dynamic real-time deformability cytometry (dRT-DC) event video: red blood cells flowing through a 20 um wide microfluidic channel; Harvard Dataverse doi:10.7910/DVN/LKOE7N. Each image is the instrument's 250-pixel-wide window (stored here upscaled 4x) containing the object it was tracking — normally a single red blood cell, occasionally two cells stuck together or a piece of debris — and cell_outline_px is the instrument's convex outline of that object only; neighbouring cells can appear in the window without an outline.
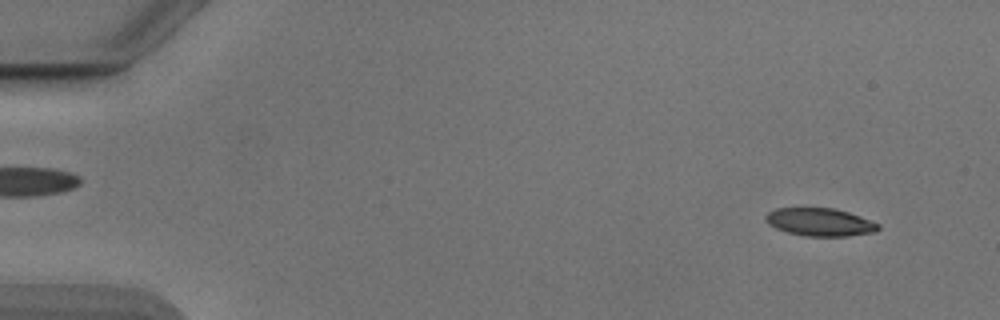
{"species": "Egyptian fruit bat (a non-hibernating species)", "species_latin": "Rousettus aegyptiacus", "temperature_condition": "cold", "stored_images_in_passage": 53, "camera_frame_rate_fps": 3000, "um_per_image_px": 0.085, "animal": {"sex": "male"}, "frame": {"image": 1, "passage_image": 4, "time_ms": 1.0, "image_size_px": [1000, 320], "cell_outline_px": [[880, 228], [876, 232], [848, 236], [804, 236], [788, 232], [776, 228], [768, 224], [764, 220], [764, 216], [768, 212], [776, 208], [832, 208], [848, 212], [860, 216], [880, 224]], "centroid_in_image_um": [69.69, 18.88], "position_along_channel_um": 15.3, "area_um2": 18.38}}
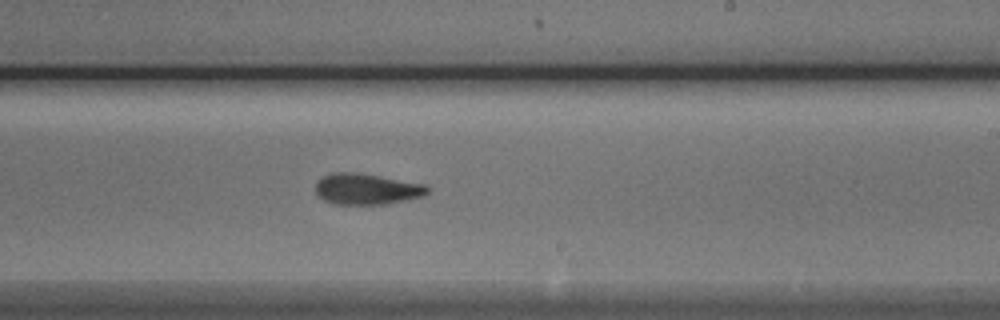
{"frame": {"image": 2, "passage_image": 32, "time_ms": 10.333, "image_size_px": [1000, 320], "cell_outline_px": [[428, 192], [424, 196], [408, 200], [388, 204], [336, 204], [324, 200], [316, 192], [316, 180], [332, 172], [356, 172], [428, 184]], "centroid_in_image_um": [31.2, 16.06], "position_along_channel_um": 257.8, "area_um2": 20.4}}
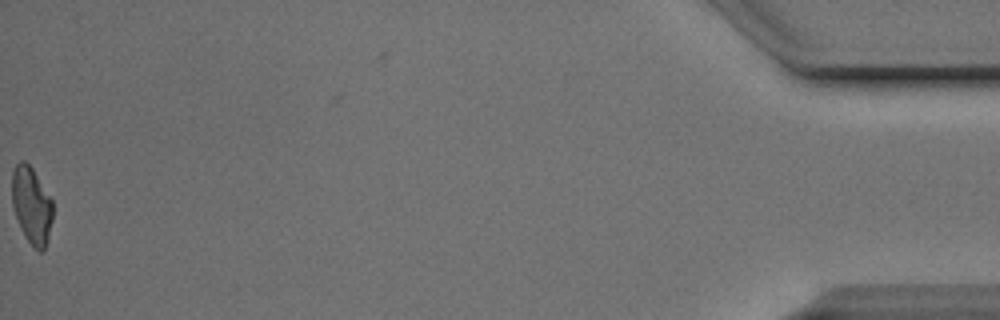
{"frame": {"image": 3, "passage_image": 53, "time_ms": 17.333, "image_size_px": [1000, 320], "cell_outline_px": [[52, 220], [48, 240], [44, 248], [40, 252], [28, 240], [20, 228], [12, 204], [12, 172], [16, 164], [20, 160], [24, 160], [32, 168], [52, 200]], "centroid_in_image_um": [2.68, 17.43], "position_along_channel_um": 432.5, "area_um2": 18.03}, "authors_computed_cell_mechanics": {"area_um2": 19.7676, "velocity_mm_per_s": 3.8991, "shape_relaxation_time_tau1_ms": 5.8232, "shape_relaxation_time_tau2_ms": 3.69, "deformation_change_tau1": 0.1679, "deformation_change_tau2": 0.1242}}